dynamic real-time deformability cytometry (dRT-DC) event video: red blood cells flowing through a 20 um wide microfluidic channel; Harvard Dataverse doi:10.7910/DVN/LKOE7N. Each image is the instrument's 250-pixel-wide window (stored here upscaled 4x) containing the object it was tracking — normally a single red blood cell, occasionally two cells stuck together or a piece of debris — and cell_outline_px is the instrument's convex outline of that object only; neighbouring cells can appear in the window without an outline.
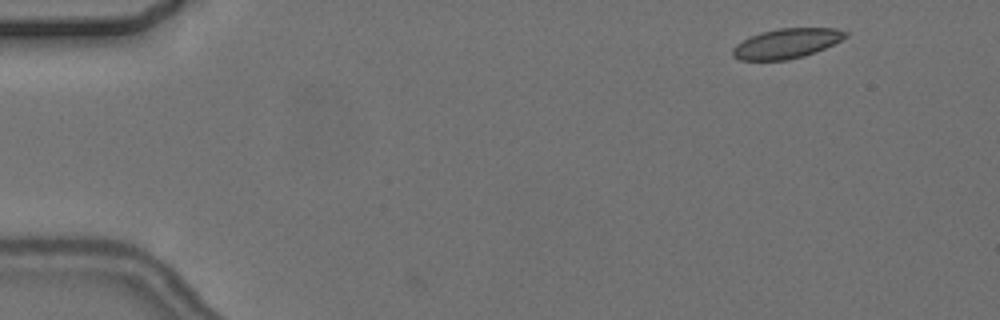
{"species": "common noctule bat (a hibernating species)", "species_latin": "Nyctalus noctula", "temperature_condition": "cold", "stored_images_in_passage": 4, "camera_frame_rate_fps": 3000, "um_per_image_px": 0.085, "animal": {"sex": "female", "body_mass_g": 24.6, "forearm_length_mm": 56.2}, "frame": {"image": 1, "passage_image": 1, "time_ms": 0.0, "image_size_px": [1000, 320], "cell_outline_px": [[848, 36], [816, 52], [804, 56], [788, 60], [740, 60], [732, 56], [732, 48], [736, 44], [760, 32], [780, 28], [836, 28], [848, 32]], "centroid_in_image_um": [66.85, 3.69], "position_along_channel_um": 18.1, "area_um2": 19.54}}
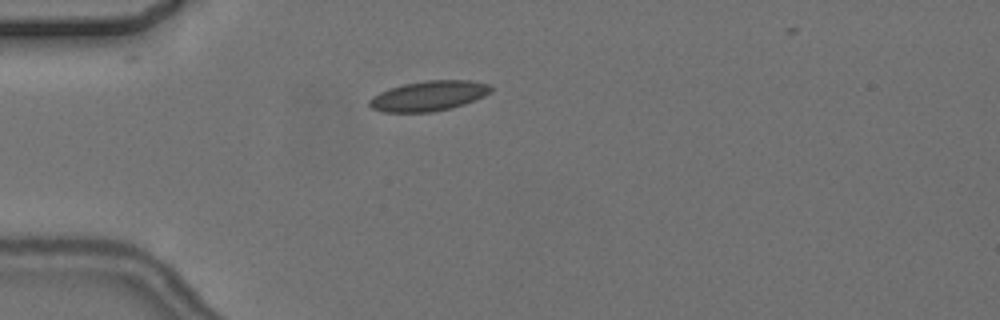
{"frame": {"image": 2, "passage_image": 4, "time_ms": 3.333, "image_size_px": [1000, 320], "cell_outline_px": [[492, 92], [484, 96], [464, 104], [432, 112], [384, 112], [372, 108], [368, 104], [368, 100], [372, 96], [380, 92], [404, 84], [428, 80], [468, 80], [488, 84], [492, 88]], "centroid_in_image_um": [36.43, 8.15], "position_along_channel_um": 48.6, "area_um2": 21.1}}